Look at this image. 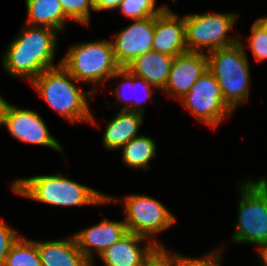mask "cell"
I'll return each mask as SVG.
<instances>
[{"mask_svg":"<svg viewBox=\"0 0 267 266\" xmlns=\"http://www.w3.org/2000/svg\"><path fill=\"white\" fill-rule=\"evenodd\" d=\"M208 70L215 76L226 104L234 111L246 102L249 93L250 70L241 41L212 50L207 55Z\"/></svg>","mask_w":267,"mask_h":266,"instance_id":"obj_4","label":"cell"},{"mask_svg":"<svg viewBox=\"0 0 267 266\" xmlns=\"http://www.w3.org/2000/svg\"><path fill=\"white\" fill-rule=\"evenodd\" d=\"M18 238L17 231L0 219V266L4 264L11 246Z\"/></svg>","mask_w":267,"mask_h":266,"instance_id":"obj_27","label":"cell"},{"mask_svg":"<svg viewBox=\"0 0 267 266\" xmlns=\"http://www.w3.org/2000/svg\"><path fill=\"white\" fill-rule=\"evenodd\" d=\"M238 222L232 236L237 243L267 244V177L240 185Z\"/></svg>","mask_w":267,"mask_h":266,"instance_id":"obj_6","label":"cell"},{"mask_svg":"<svg viewBox=\"0 0 267 266\" xmlns=\"http://www.w3.org/2000/svg\"><path fill=\"white\" fill-rule=\"evenodd\" d=\"M155 0H122L120 5L123 14L134 20H141L152 16H157L168 7L161 6L155 8Z\"/></svg>","mask_w":267,"mask_h":266,"instance_id":"obj_23","label":"cell"},{"mask_svg":"<svg viewBox=\"0 0 267 266\" xmlns=\"http://www.w3.org/2000/svg\"><path fill=\"white\" fill-rule=\"evenodd\" d=\"M42 266H92L79 250L74 236L63 240L37 241Z\"/></svg>","mask_w":267,"mask_h":266,"instance_id":"obj_16","label":"cell"},{"mask_svg":"<svg viewBox=\"0 0 267 266\" xmlns=\"http://www.w3.org/2000/svg\"><path fill=\"white\" fill-rule=\"evenodd\" d=\"M142 120V113L121 110L106 126L103 136L104 146L110 150L122 148L137 136L138 127L142 125Z\"/></svg>","mask_w":267,"mask_h":266,"instance_id":"obj_18","label":"cell"},{"mask_svg":"<svg viewBox=\"0 0 267 266\" xmlns=\"http://www.w3.org/2000/svg\"><path fill=\"white\" fill-rule=\"evenodd\" d=\"M238 15L235 13L193 14L184 17L186 46L188 52H209L218 48L229 47L239 41L237 36L227 38ZM236 38V39H235Z\"/></svg>","mask_w":267,"mask_h":266,"instance_id":"obj_7","label":"cell"},{"mask_svg":"<svg viewBox=\"0 0 267 266\" xmlns=\"http://www.w3.org/2000/svg\"><path fill=\"white\" fill-rule=\"evenodd\" d=\"M152 50L173 57L188 52L184 17L178 18L169 8L155 16Z\"/></svg>","mask_w":267,"mask_h":266,"instance_id":"obj_13","label":"cell"},{"mask_svg":"<svg viewBox=\"0 0 267 266\" xmlns=\"http://www.w3.org/2000/svg\"><path fill=\"white\" fill-rule=\"evenodd\" d=\"M259 250V257L261 258L262 266H267V244L261 245L258 248Z\"/></svg>","mask_w":267,"mask_h":266,"instance_id":"obj_30","label":"cell"},{"mask_svg":"<svg viewBox=\"0 0 267 266\" xmlns=\"http://www.w3.org/2000/svg\"><path fill=\"white\" fill-rule=\"evenodd\" d=\"M60 63L78 82L94 84L109 80L121 68L110 40L72 45Z\"/></svg>","mask_w":267,"mask_h":266,"instance_id":"obj_5","label":"cell"},{"mask_svg":"<svg viewBox=\"0 0 267 266\" xmlns=\"http://www.w3.org/2000/svg\"><path fill=\"white\" fill-rule=\"evenodd\" d=\"M13 39L3 56V67L14 77L27 78L30 83L53 64L59 31L49 27L27 26Z\"/></svg>","mask_w":267,"mask_h":266,"instance_id":"obj_1","label":"cell"},{"mask_svg":"<svg viewBox=\"0 0 267 266\" xmlns=\"http://www.w3.org/2000/svg\"><path fill=\"white\" fill-rule=\"evenodd\" d=\"M125 225L128 232L139 234L151 239L170 227L175 217L158 200L144 195L125 197Z\"/></svg>","mask_w":267,"mask_h":266,"instance_id":"obj_9","label":"cell"},{"mask_svg":"<svg viewBox=\"0 0 267 266\" xmlns=\"http://www.w3.org/2000/svg\"><path fill=\"white\" fill-rule=\"evenodd\" d=\"M95 4V11L114 10L118 8L122 0H93Z\"/></svg>","mask_w":267,"mask_h":266,"instance_id":"obj_29","label":"cell"},{"mask_svg":"<svg viewBox=\"0 0 267 266\" xmlns=\"http://www.w3.org/2000/svg\"><path fill=\"white\" fill-rule=\"evenodd\" d=\"M173 59V56L150 50L138 56L126 68L154 87L163 90L169 78Z\"/></svg>","mask_w":267,"mask_h":266,"instance_id":"obj_17","label":"cell"},{"mask_svg":"<svg viewBox=\"0 0 267 266\" xmlns=\"http://www.w3.org/2000/svg\"><path fill=\"white\" fill-rule=\"evenodd\" d=\"M60 3L69 20L74 19L82 25L89 24L90 8L96 10L93 0H60Z\"/></svg>","mask_w":267,"mask_h":266,"instance_id":"obj_25","label":"cell"},{"mask_svg":"<svg viewBox=\"0 0 267 266\" xmlns=\"http://www.w3.org/2000/svg\"><path fill=\"white\" fill-rule=\"evenodd\" d=\"M208 70L207 54L202 52H186L173 59L169 78L164 87L168 95L176 94L181 99L191 90L198 78Z\"/></svg>","mask_w":267,"mask_h":266,"instance_id":"obj_12","label":"cell"},{"mask_svg":"<svg viewBox=\"0 0 267 266\" xmlns=\"http://www.w3.org/2000/svg\"><path fill=\"white\" fill-rule=\"evenodd\" d=\"M2 266H42L36 242L19 235Z\"/></svg>","mask_w":267,"mask_h":266,"instance_id":"obj_22","label":"cell"},{"mask_svg":"<svg viewBox=\"0 0 267 266\" xmlns=\"http://www.w3.org/2000/svg\"><path fill=\"white\" fill-rule=\"evenodd\" d=\"M7 106V101L0 96V125L4 123V113Z\"/></svg>","mask_w":267,"mask_h":266,"instance_id":"obj_31","label":"cell"},{"mask_svg":"<svg viewBox=\"0 0 267 266\" xmlns=\"http://www.w3.org/2000/svg\"><path fill=\"white\" fill-rule=\"evenodd\" d=\"M167 251L163 244L156 245L147 255L144 266H180V255Z\"/></svg>","mask_w":267,"mask_h":266,"instance_id":"obj_26","label":"cell"},{"mask_svg":"<svg viewBox=\"0 0 267 266\" xmlns=\"http://www.w3.org/2000/svg\"><path fill=\"white\" fill-rule=\"evenodd\" d=\"M119 76L124 78V80H121L123 82H121V84H119V86L120 87H124V86H127V85L131 86V88H134L133 89V92H134L133 94L134 95L138 94V93H136L138 91L137 90L138 88H143L142 90H145V93L147 95H146L145 99L142 102L145 101V103H146L149 100V97L153 96L152 95V91L154 89L153 88L154 86L149 84L148 82H146L143 78L134 75L127 68H120L112 77L113 78H115V77L117 78ZM124 91H125V89H124ZM114 92H115V95L117 96L116 99L119 100L120 102L122 100H124V102H122V103L127 105V106L125 105L121 110L139 112V113L144 114L143 112L145 110L142 109V107H141L142 102H140L138 99H136V101H132L133 99L135 100L136 96L135 97L133 96L132 98H130L131 100H127V98H125V96H124L125 94H123V92H121L118 89V87L115 88Z\"/></svg>","mask_w":267,"mask_h":266,"instance_id":"obj_21","label":"cell"},{"mask_svg":"<svg viewBox=\"0 0 267 266\" xmlns=\"http://www.w3.org/2000/svg\"><path fill=\"white\" fill-rule=\"evenodd\" d=\"M220 256L219 252H212L207 257L201 258H189L180 255V266H220Z\"/></svg>","mask_w":267,"mask_h":266,"instance_id":"obj_28","label":"cell"},{"mask_svg":"<svg viewBox=\"0 0 267 266\" xmlns=\"http://www.w3.org/2000/svg\"><path fill=\"white\" fill-rule=\"evenodd\" d=\"M127 233L128 230L124 221L116 222L104 219L99 224L76 233L74 238L79 250L93 266V251H97L100 256L108 247L112 246Z\"/></svg>","mask_w":267,"mask_h":266,"instance_id":"obj_14","label":"cell"},{"mask_svg":"<svg viewBox=\"0 0 267 266\" xmlns=\"http://www.w3.org/2000/svg\"><path fill=\"white\" fill-rule=\"evenodd\" d=\"M249 36L251 51L258 62L267 59V16L261 17L253 23Z\"/></svg>","mask_w":267,"mask_h":266,"instance_id":"obj_24","label":"cell"},{"mask_svg":"<svg viewBox=\"0 0 267 266\" xmlns=\"http://www.w3.org/2000/svg\"><path fill=\"white\" fill-rule=\"evenodd\" d=\"M78 82L61 64L45 69L31 84L44 100L68 121H86L96 124L91 115L87 101L91 99L90 89L87 93L77 88L72 82ZM88 97V98H87ZM87 98V99H86Z\"/></svg>","mask_w":267,"mask_h":266,"instance_id":"obj_3","label":"cell"},{"mask_svg":"<svg viewBox=\"0 0 267 266\" xmlns=\"http://www.w3.org/2000/svg\"><path fill=\"white\" fill-rule=\"evenodd\" d=\"M11 188L15 194L56 206L96 205L120 200L105 196L61 174L18 179Z\"/></svg>","mask_w":267,"mask_h":266,"instance_id":"obj_2","label":"cell"},{"mask_svg":"<svg viewBox=\"0 0 267 266\" xmlns=\"http://www.w3.org/2000/svg\"><path fill=\"white\" fill-rule=\"evenodd\" d=\"M155 16L134 22L122 30L112 42L116 63L126 68L134 59L152 50Z\"/></svg>","mask_w":267,"mask_h":266,"instance_id":"obj_11","label":"cell"},{"mask_svg":"<svg viewBox=\"0 0 267 266\" xmlns=\"http://www.w3.org/2000/svg\"><path fill=\"white\" fill-rule=\"evenodd\" d=\"M122 148L123 161L134 169H148L149 161L156 156V143L148 136L138 135Z\"/></svg>","mask_w":267,"mask_h":266,"instance_id":"obj_20","label":"cell"},{"mask_svg":"<svg viewBox=\"0 0 267 266\" xmlns=\"http://www.w3.org/2000/svg\"><path fill=\"white\" fill-rule=\"evenodd\" d=\"M10 134L30 144L48 146L62 152V146L48 131L41 116L28 109H20L7 102L4 123Z\"/></svg>","mask_w":267,"mask_h":266,"instance_id":"obj_10","label":"cell"},{"mask_svg":"<svg viewBox=\"0 0 267 266\" xmlns=\"http://www.w3.org/2000/svg\"><path fill=\"white\" fill-rule=\"evenodd\" d=\"M27 25L49 27L57 31L64 29L69 19L62 9L60 0H25Z\"/></svg>","mask_w":267,"mask_h":266,"instance_id":"obj_19","label":"cell"},{"mask_svg":"<svg viewBox=\"0 0 267 266\" xmlns=\"http://www.w3.org/2000/svg\"><path fill=\"white\" fill-rule=\"evenodd\" d=\"M193 116L211 128L218 126L232 109L226 104L215 76L207 70L181 99Z\"/></svg>","mask_w":267,"mask_h":266,"instance_id":"obj_8","label":"cell"},{"mask_svg":"<svg viewBox=\"0 0 267 266\" xmlns=\"http://www.w3.org/2000/svg\"><path fill=\"white\" fill-rule=\"evenodd\" d=\"M147 237L128 232L124 237L108 247L101 255L105 266H144L147 255L159 245L155 240L148 241L145 248L139 242Z\"/></svg>","mask_w":267,"mask_h":266,"instance_id":"obj_15","label":"cell"}]
</instances>
